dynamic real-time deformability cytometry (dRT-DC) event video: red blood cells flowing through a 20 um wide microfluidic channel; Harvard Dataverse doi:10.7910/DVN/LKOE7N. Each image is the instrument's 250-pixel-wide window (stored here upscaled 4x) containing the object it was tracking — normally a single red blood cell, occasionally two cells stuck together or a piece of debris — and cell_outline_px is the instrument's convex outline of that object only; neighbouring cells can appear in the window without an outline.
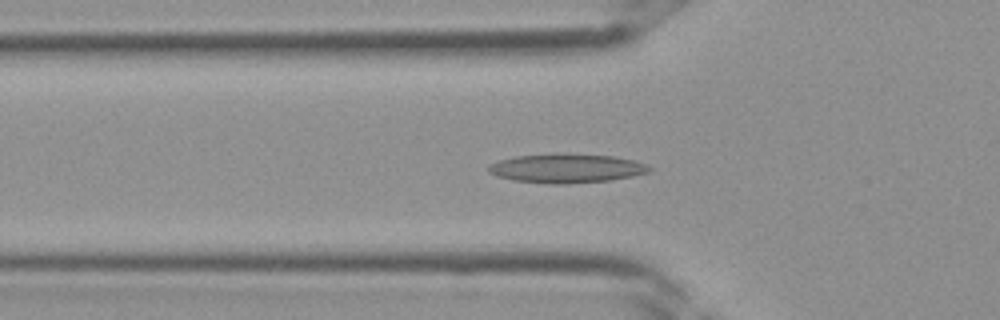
{"species": "Egyptian fruit bat (a non-hibernating species)", "species_latin": "Rousettus aegyptiacus", "temperature_condition": "room temperature", "stored_images_in_passage": 23, "camera_frame_rate_fps": 3000, "um_per_image_px": 0.085, "frame": {"image": 1, "passage_image": 6, "time_ms": 1.667, "image_size_px": [1000, 320], "cell_outline_px": [[652, 168], [648, 172], [632, 176], [608, 180], [564, 184], [548, 184], [512, 180], [496, 176], [488, 172], [488, 164], [500, 160], [516, 156], [564, 152], [612, 156], [636, 160], [648, 164]], "centroid_in_image_um": [48.14, 14.29], "position_along_channel_um": 77.7, "area_um2": 27.63}}
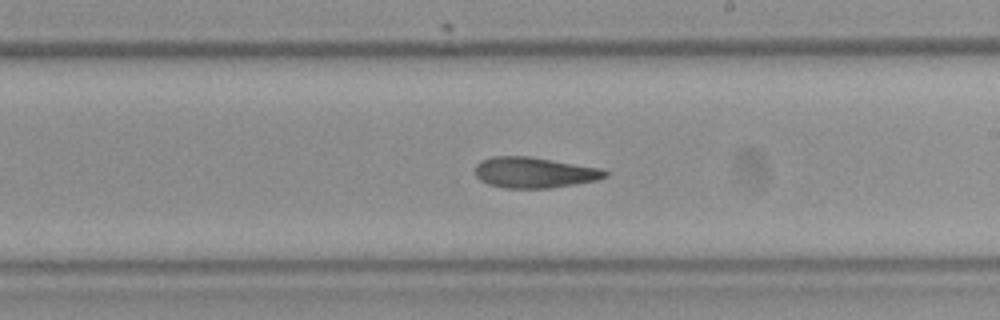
{"frame": {"image": 2, "passage_image": 15, "time_ms": 4.667, "image_size_px": [1000, 320], "cell_outline_px": [[608, 176], [596, 180], [548, 188], [504, 188], [488, 184], [480, 180], [476, 176], [476, 164], [480, 160], [492, 156], [528, 156], [600, 168], [608, 172]], "centroid_in_image_um": [45.37, 14.66], "position_along_channel_um": 243.6, "area_um2": 23.12}}
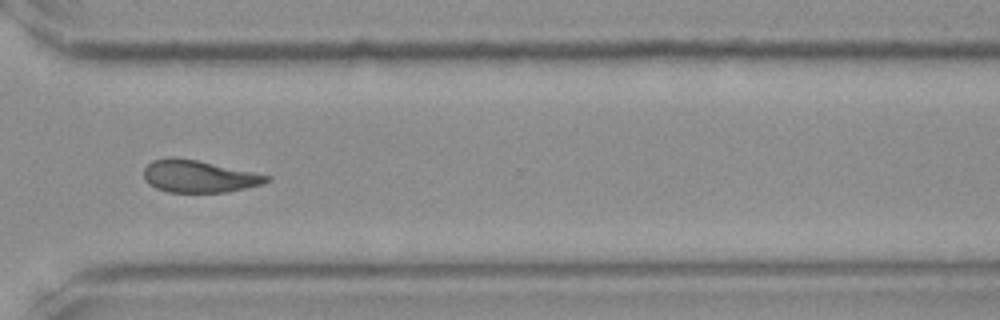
{"frame": {"image": 3, "passage_image": 21, "time_ms": 6.667, "image_size_px": [1000, 320], "cell_outline_px": [[272, 180], [264, 184], [228, 192], [168, 192], [156, 188], [148, 184], [144, 180], [144, 168], [152, 160], [168, 156], [172, 156], [196, 160], [272, 176]], "centroid_in_image_um": [16.89, 14.99], "position_along_channel_um": 353.7, "area_um2": 23.24}}